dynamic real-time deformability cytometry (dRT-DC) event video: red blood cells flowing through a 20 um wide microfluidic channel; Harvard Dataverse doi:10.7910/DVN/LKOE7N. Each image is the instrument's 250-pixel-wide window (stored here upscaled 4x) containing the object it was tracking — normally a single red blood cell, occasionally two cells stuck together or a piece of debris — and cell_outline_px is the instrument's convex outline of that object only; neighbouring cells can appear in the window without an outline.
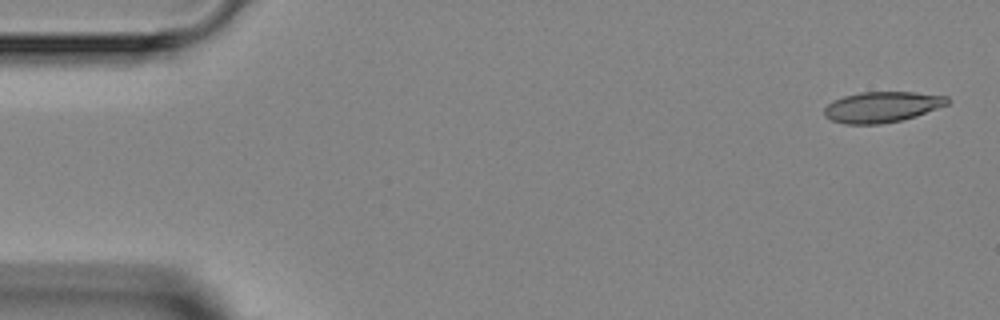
{"species": "Egyptian fruit bat (a non-hibernating species)", "species_latin": "Rousettus aegyptiacus", "temperature_condition": "room temperature", "stored_images_in_passage": 4, "camera_frame_rate_fps": 3000, "um_per_image_px": 0.085, "animal": {"sex": "female"}, "frame": {"image": 1, "passage_image": 1, "time_ms": 0.0, "image_size_px": [1000, 320], "cell_outline_px": [[952, 100], [948, 104], [916, 116], [900, 120], [880, 124], [844, 124], [832, 120], [824, 116], [824, 108], [832, 100], [844, 96], [860, 92], [916, 92], [948, 96]], "centroid_in_image_um": [74.97, 9.08], "position_along_channel_um": 10.0, "area_um2": 22.14}}